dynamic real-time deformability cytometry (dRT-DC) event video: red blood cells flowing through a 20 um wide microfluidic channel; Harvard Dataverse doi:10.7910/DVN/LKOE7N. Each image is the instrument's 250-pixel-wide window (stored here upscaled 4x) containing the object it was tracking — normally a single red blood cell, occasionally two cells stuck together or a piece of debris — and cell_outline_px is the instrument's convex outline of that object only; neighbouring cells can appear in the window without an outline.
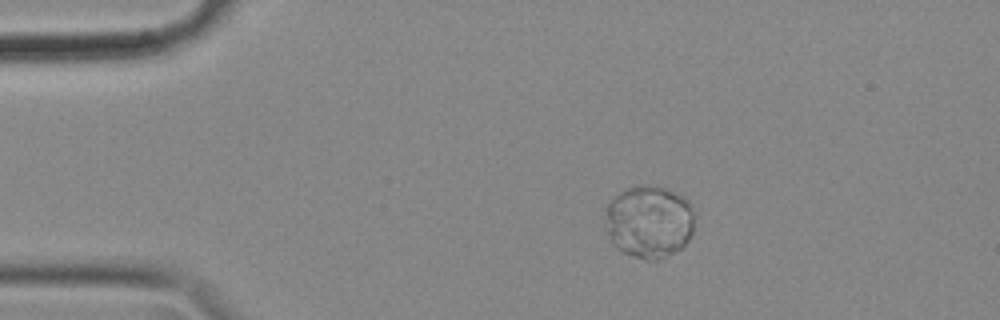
{"species": "common noctule bat (a hibernating species)", "species_latin": "Nyctalus noctula", "temperature_condition": "cold", "stored_images_in_passage": 58, "camera_frame_rate_fps": 3000, "um_per_image_px": 0.085, "animal": {"sex": "female", "body_mass_g": 18.4}, "frame": {"image": 1, "passage_image": 11, "time_ms": 3.333, "image_size_px": [1000, 320], "cell_outline_px": [[692, 232], [688, 240], [680, 248], [656, 260], [644, 260], [632, 256], [616, 248], [608, 232], [608, 204], [624, 188], [640, 184], [644, 184], [664, 188], [688, 200], [692, 212]], "centroid_in_image_um": [55.17, 18.84], "position_along_channel_um": 29.8, "area_um2": 36.93}}
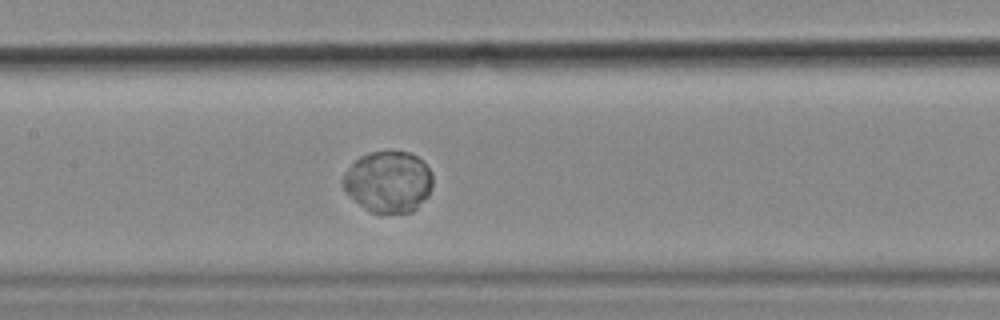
{"frame": {"image": 2, "passage_image": 28, "time_ms": 9.0, "image_size_px": [1000, 320], "cell_outline_px": [[432, 188], [428, 196], [412, 212], [368, 212], [344, 188], [340, 180], [344, 172], [360, 156], [368, 152], [388, 148], [408, 152], [416, 156], [428, 168], [432, 176]], "centroid_in_image_um": [32.99, 15.4], "position_along_channel_um": 174.4, "area_um2": 32.31}}
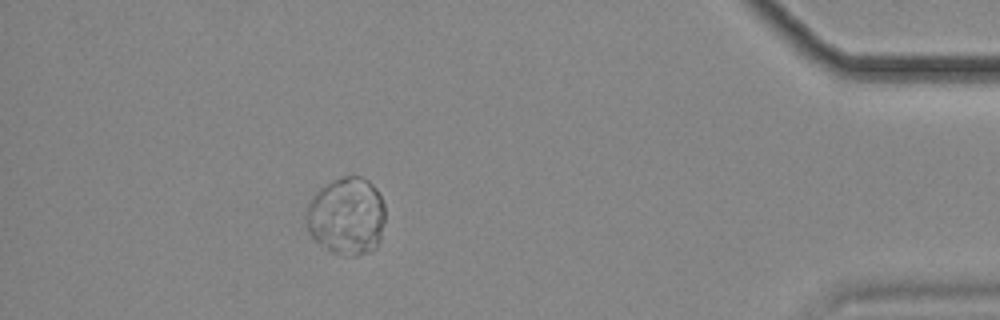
{"frame": {"image": 3, "passage_image": 52, "time_ms": 17.0, "image_size_px": [1000, 320], "cell_outline_px": [[384, 220], [380, 240], [376, 248], [368, 252], [356, 256], [344, 256], [332, 252], [320, 244], [308, 232], [308, 204], [312, 196], [316, 192], [332, 180], [344, 176], [360, 176], [368, 180], [376, 188], [384, 204]], "centroid_in_image_um": [29.49, 18.38], "position_along_channel_um": 405.7, "area_um2": 35.6}}